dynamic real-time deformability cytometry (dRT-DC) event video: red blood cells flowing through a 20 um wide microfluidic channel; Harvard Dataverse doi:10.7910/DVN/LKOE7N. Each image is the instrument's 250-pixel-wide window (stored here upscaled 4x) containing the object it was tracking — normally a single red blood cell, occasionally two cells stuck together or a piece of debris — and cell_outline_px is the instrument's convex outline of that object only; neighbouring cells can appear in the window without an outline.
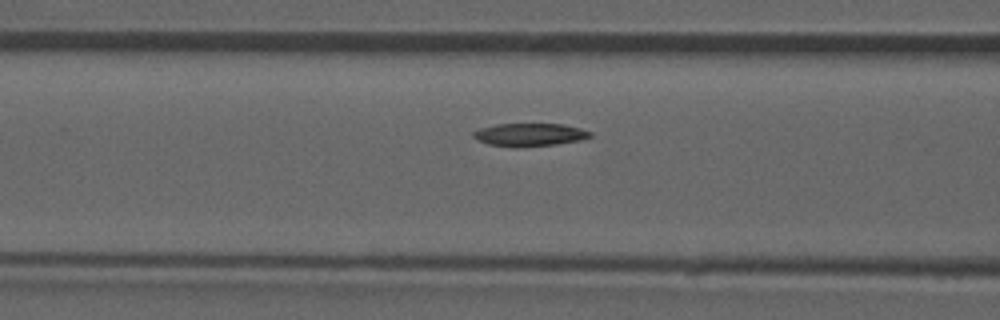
{"species": "common noctule bat (a hibernating species)", "species_latin": "Nyctalus noctula", "temperature_condition": "room temperature", "stored_images_in_passage": 13, "camera_frame_rate_fps": 3000, "um_per_image_px": 0.085, "animal": {"sex": "male", "forearm_length_mm": 52.5}, "frame": {"image": 1, "passage_image": 11, "time_ms": 3.333, "image_size_px": [1000, 320], "cell_outline_px": [[592, 136], [580, 140], [556, 144], [516, 148], [512, 148], [488, 144], [476, 140], [472, 136], [472, 132], [480, 128], [496, 124], [564, 124], [580, 128], [592, 132]], "centroid_in_image_um": [44.98, 11.46], "position_along_channel_um": 121.6, "area_um2": 15.84}}